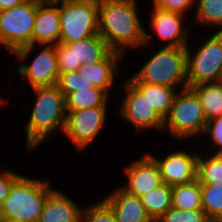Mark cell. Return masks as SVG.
<instances>
[{"mask_svg": "<svg viewBox=\"0 0 222 222\" xmlns=\"http://www.w3.org/2000/svg\"><path fill=\"white\" fill-rule=\"evenodd\" d=\"M138 3V0H98V33L113 51L124 55L131 48L141 51L152 47L154 35L143 26Z\"/></svg>", "mask_w": 222, "mask_h": 222, "instance_id": "6da1fadb", "label": "cell"}, {"mask_svg": "<svg viewBox=\"0 0 222 222\" xmlns=\"http://www.w3.org/2000/svg\"><path fill=\"white\" fill-rule=\"evenodd\" d=\"M34 106L25 124V143L28 152L38 150L53 133L64 131L66 122V102L57 85L33 88Z\"/></svg>", "mask_w": 222, "mask_h": 222, "instance_id": "7a4b0ae2", "label": "cell"}, {"mask_svg": "<svg viewBox=\"0 0 222 222\" xmlns=\"http://www.w3.org/2000/svg\"><path fill=\"white\" fill-rule=\"evenodd\" d=\"M149 58L131 77H127L130 82H144L179 90L188 87L186 47L160 46Z\"/></svg>", "mask_w": 222, "mask_h": 222, "instance_id": "3957f363", "label": "cell"}, {"mask_svg": "<svg viewBox=\"0 0 222 222\" xmlns=\"http://www.w3.org/2000/svg\"><path fill=\"white\" fill-rule=\"evenodd\" d=\"M50 180L21 175L0 207V217L17 222H39L47 196L55 189Z\"/></svg>", "mask_w": 222, "mask_h": 222, "instance_id": "277c9868", "label": "cell"}, {"mask_svg": "<svg viewBox=\"0 0 222 222\" xmlns=\"http://www.w3.org/2000/svg\"><path fill=\"white\" fill-rule=\"evenodd\" d=\"M206 124L207 120L198 96L187 87L176 93L169 114L164 119L162 132L167 133L170 139H175L176 142L188 138H197L200 141Z\"/></svg>", "mask_w": 222, "mask_h": 222, "instance_id": "5b68a950", "label": "cell"}, {"mask_svg": "<svg viewBox=\"0 0 222 222\" xmlns=\"http://www.w3.org/2000/svg\"><path fill=\"white\" fill-rule=\"evenodd\" d=\"M202 41V44H196V50L191 48L190 43L186 47L188 88L201 83L222 81V32L212 31Z\"/></svg>", "mask_w": 222, "mask_h": 222, "instance_id": "8992f818", "label": "cell"}, {"mask_svg": "<svg viewBox=\"0 0 222 222\" xmlns=\"http://www.w3.org/2000/svg\"><path fill=\"white\" fill-rule=\"evenodd\" d=\"M60 40L71 43L98 33V0H63L59 2Z\"/></svg>", "mask_w": 222, "mask_h": 222, "instance_id": "52a82bcc", "label": "cell"}, {"mask_svg": "<svg viewBox=\"0 0 222 222\" xmlns=\"http://www.w3.org/2000/svg\"><path fill=\"white\" fill-rule=\"evenodd\" d=\"M37 15V2L25 0L0 13V51L17 50L32 45V32ZM2 48V49H1Z\"/></svg>", "mask_w": 222, "mask_h": 222, "instance_id": "ba28073f", "label": "cell"}, {"mask_svg": "<svg viewBox=\"0 0 222 222\" xmlns=\"http://www.w3.org/2000/svg\"><path fill=\"white\" fill-rule=\"evenodd\" d=\"M120 84L122 85L124 96H122L120 108L116 111L118 115L120 114L119 117L133 126L136 136L149 130H157L158 133L162 132L164 119L151 106L147 97L128 79Z\"/></svg>", "mask_w": 222, "mask_h": 222, "instance_id": "9c48e42d", "label": "cell"}, {"mask_svg": "<svg viewBox=\"0 0 222 222\" xmlns=\"http://www.w3.org/2000/svg\"><path fill=\"white\" fill-rule=\"evenodd\" d=\"M66 122L63 134L76 148L86 151L93 141L99 137L107 123L108 106L66 111Z\"/></svg>", "mask_w": 222, "mask_h": 222, "instance_id": "30bf717a", "label": "cell"}, {"mask_svg": "<svg viewBox=\"0 0 222 222\" xmlns=\"http://www.w3.org/2000/svg\"><path fill=\"white\" fill-rule=\"evenodd\" d=\"M113 50L99 35L71 43L56 44L59 73L77 71L81 64L103 61Z\"/></svg>", "mask_w": 222, "mask_h": 222, "instance_id": "8fae6325", "label": "cell"}, {"mask_svg": "<svg viewBox=\"0 0 222 222\" xmlns=\"http://www.w3.org/2000/svg\"><path fill=\"white\" fill-rule=\"evenodd\" d=\"M59 3H37V15L32 32V45L17 50L13 55L19 62H27L28 57L38 50V45H56L60 40ZM27 59V60H26Z\"/></svg>", "mask_w": 222, "mask_h": 222, "instance_id": "7c38bea8", "label": "cell"}, {"mask_svg": "<svg viewBox=\"0 0 222 222\" xmlns=\"http://www.w3.org/2000/svg\"><path fill=\"white\" fill-rule=\"evenodd\" d=\"M147 153L158 164L163 183L172 187L197 179V160L200 152L175 148L170 153H165L167 155L162 156L163 158L160 155L154 156L150 151Z\"/></svg>", "mask_w": 222, "mask_h": 222, "instance_id": "4fadbf2b", "label": "cell"}, {"mask_svg": "<svg viewBox=\"0 0 222 222\" xmlns=\"http://www.w3.org/2000/svg\"><path fill=\"white\" fill-rule=\"evenodd\" d=\"M38 47L40 52L33 56L31 62L25 64L21 62L17 69L20 79L27 81L31 89L57 85L60 75L56 45H38Z\"/></svg>", "mask_w": 222, "mask_h": 222, "instance_id": "5bb4252c", "label": "cell"}, {"mask_svg": "<svg viewBox=\"0 0 222 222\" xmlns=\"http://www.w3.org/2000/svg\"><path fill=\"white\" fill-rule=\"evenodd\" d=\"M124 166L126 184L120 185L128 193L141 197L163 184L159 166L146 152Z\"/></svg>", "mask_w": 222, "mask_h": 222, "instance_id": "9a60e30c", "label": "cell"}, {"mask_svg": "<svg viewBox=\"0 0 222 222\" xmlns=\"http://www.w3.org/2000/svg\"><path fill=\"white\" fill-rule=\"evenodd\" d=\"M149 19L150 30L158 36L165 47H187L190 40V26L184 24L185 18L182 14L164 11L152 7ZM185 25V26H184ZM189 38V39H188ZM166 43V44H165Z\"/></svg>", "mask_w": 222, "mask_h": 222, "instance_id": "2e32d148", "label": "cell"}, {"mask_svg": "<svg viewBox=\"0 0 222 222\" xmlns=\"http://www.w3.org/2000/svg\"><path fill=\"white\" fill-rule=\"evenodd\" d=\"M102 200L112 209L116 222H154L141 198L128 193L121 186L111 190Z\"/></svg>", "mask_w": 222, "mask_h": 222, "instance_id": "e0dca14e", "label": "cell"}, {"mask_svg": "<svg viewBox=\"0 0 222 222\" xmlns=\"http://www.w3.org/2000/svg\"><path fill=\"white\" fill-rule=\"evenodd\" d=\"M125 55L112 51L103 61L93 64H81L77 72L90 80L95 87L111 94V89L115 88L117 76L122 74L119 69L120 63ZM116 76V77H115Z\"/></svg>", "mask_w": 222, "mask_h": 222, "instance_id": "ac0fdd59", "label": "cell"}, {"mask_svg": "<svg viewBox=\"0 0 222 222\" xmlns=\"http://www.w3.org/2000/svg\"><path fill=\"white\" fill-rule=\"evenodd\" d=\"M83 208L60 188L54 189L47 196L39 222H81Z\"/></svg>", "mask_w": 222, "mask_h": 222, "instance_id": "d6986e66", "label": "cell"}, {"mask_svg": "<svg viewBox=\"0 0 222 222\" xmlns=\"http://www.w3.org/2000/svg\"><path fill=\"white\" fill-rule=\"evenodd\" d=\"M145 97L156 112L165 119L170 111L174 97L179 91L177 88L149 84L144 82H131Z\"/></svg>", "mask_w": 222, "mask_h": 222, "instance_id": "ffe728a7", "label": "cell"}, {"mask_svg": "<svg viewBox=\"0 0 222 222\" xmlns=\"http://www.w3.org/2000/svg\"><path fill=\"white\" fill-rule=\"evenodd\" d=\"M190 88L198 96L207 121L222 115V81L201 83Z\"/></svg>", "mask_w": 222, "mask_h": 222, "instance_id": "44dd1931", "label": "cell"}, {"mask_svg": "<svg viewBox=\"0 0 222 222\" xmlns=\"http://www.w3.org/2000/svg\"><path fill=\"white\" fill-rule=\"evenodd\" d=\"M140 198L149 217L155 222L172 208V187L163 183Z\"/></svg>", "mask_w": 222, "mask_h": 222, "instance_id": "7402d4cb", "label": "cell"}, {"mask_svg": "<svg viewBox=\"0 0 222 222\" xmlns=\"http://www.w3.org/2000/svg\"><path fill=\"white\" fill-rule=\"evenodd\" d=\"M172 207L180 210H203L201 184L198 179L172 186Z\"/></svg>", "mask_w": 222, "mask_h": 222, "instance_id": "603a6c76", "label": "cell"}, {"mask_svg": "<svg viewBox=\"0 0 222 222\" xmlns=\"http://www.w3.org/2000/svg\"><path fill=\"white\" fill-rule=\"evenodd\" d=\"M109 97L110 95L100 88L78 90L65 98L66 111L109 106Z\"/></svg>", "mask_w": 222, "mask_h": 222, "instance_id": "cb8c5ba5", "label": "cell"}, {"mask_svg": "<svg viewBox=\"0 0 222 222\" xmlns=\"http://www.w3.org/2000/svg\"><path fill=\"white\" fill-rule=\"evenodd\" d=\"M193 19L191 23L194 26L199 23V26L203 24L216 32H222V0H196Z\"/></svg>", "mask_w": 222, "mask_h": 222, "instance_id": "d4e9b609", "label": "cell"}, {"mask_svg": "<svg viewBox=\"0 0 222 222\" xmlns=\"http://www.w3.org/2000/svg\"><path fill=\"white\" fill-rule=\"evenodd\" d=\"M200 152L197 160V179L200 184L222 183V154ZM209 152V153H207Z\"/></svg>", "mask_w": 222, "mask_h": 222, "instance_id": "484cf974", "label": "cell"}, {"mask_svg": "<svg viewBox=\"0 0 222 222\" xmlns=\"http://www.w3.org/2000/svg\"><path fill=\"white\" fill-rule=\"evenodd\" d=\"M201 199L208 219L222 220V183L201 184Z\"/></svg>", "mask_w": 222, "mask_h": 222, "instance_id": "4316f807", "label": "cell"}, {"mask_svg": "<svg viewBox=\"0 0 222 222\" xmlns=\"http://www.w3.org/2000/svg\"><path fill=\"white\" fill-rule=\"evenodd\" d=\"M57 86L59 90L64 94L65 98L70 93L78 90L97 88L90 80L88 81L77 71L60 74Z\"/></svg>", "mask_w": 222, "mask_h": 222, "instance_id": "83f0119b", "label": "cell"}, {"mask_svg": "<svg viewBox=\"0 0 222 222\" xmlns=\"http://www.w3.org/2000/svg\"><path fill=\"white\" fill-rule=\"evenodd\" d=\"M81 222H116L112 209L102 200L85 206Z\"/></svg>", "mask_w": 222, "mask_h": 222, "instance_id": "f1b7e54d", "label": "cell"}, {"mask_svg": "<svg viewBox=\"0 0 222 222\" xmlns=\"http://www.w3.org/2000/svg\"><path fill=\"white\" fill-rule=\"evenodd\" d=\"M155 222H210L204 210L169 209Z\"/></svg>", "mask_w": 222, "mask_h": 222, "instance_id": "f546056e", "label": "cell"}, {"mask_svg": "<svg viewBox=\"0 0 222 222\" xmlns=\"http://www.w3.org/2000/svg\"><path fill=\"white\" fill-rule=\"evenodd\" d=\"M202 136L205 138L207 137L205 139L206 143H212L210 145L212 148L210 153L222 154V115L218 118L207 121L206 128ZM208 138L209 140H207Z\"/></svg>", "mask_w": 222, "mask_h": 222, "instance_id": "4dcf8cb0", "label": "cell"}, {"mask_svg": "<svg viewBox=\"0 0 222 222\" xmlns=\"http://www.w3.org/2000/svg\"><path fill=\"white\" fill-rule=\"evenodd\" d=\"M149 1V0H148ZM151 7L187 16L196 7V0H150Z\"/></svg>", "mask_w": 222, "mask_h": 222, "instance_id": "1f68e13d", "label": "cell"}, {"mask_svg": "<svg viewBox=\"0 0 222 222\" xmlns=\"http://www.w3.org/2000/svg\"><path fill=\"white\" fill-rule=\"evenodd\" d=\"M11 170L9 168L0 170V207L9 195L14 182L21 176V173Z\"/></svg>", "mask_w": 222, "mask_h": 222, "instance_id": "d6a6232c", "label": "cell"}, {"mask_svg": "<svg viewBox=\"0 0 222 222\" xmlns=\"http://www.w3.org/2000/svg\"><path fill=\"white\" fill-rule=\"evenodd\" d=\"M25 0H0V5H2V11L6 9H11L16 5L21 4Z\"/></svg>", "mask_w": 222, "mask_h": 222, "instance_id": "836d02e7", "label": "cell"}, {"mask_svg": "<svg viewBox=\"0 0 222 222\" xmlns=\"http://www.w3.org/2000/svg\"><path fill=\"white\" fill-rule=\"evenodd\" d=\"M37 3H59L63 0H34Z\"/></svg>", "mask_w": 222, "mask_h": 222, "instance_id": "e575fe53", "label": "cell"}, {"mask_svg": "<svg viewBox=\"0 0 222 222\" xmlns=\"http://www.w3.org/2000/svg\"><path fill=\"white\" fill-rule=\"evenodd\" d=\"M1 52V51H0ZM1 54V53H0ZM0 57H1V55H0ZM8 99L6 100L5 98H3V97H1L0 96V107H4L5 106V104L7 105L8 104Z\"/></svg>", "mask_w": 222, "mask_h": 222, "instance_id": "d590c367", "label": "cell"}, {"mask_svg": "<svg viewBox=\"0 0 222 222\" xmlns=\"http://www.w3.org/2000/svg\"><path fill=\"white\" fill-rule=\"evenodd\" d=\"M0 222H17V221L0 217Z\"/></svg>", "mask_w": 222, "mask_h": 222, "instance_id": "8d00e7d4", "label": "cell"}, {"mask_svg": "<svg viewBox=\"0 0 222 222\" xmlns=\"http://www.w3.org/2000/svg\"><path fill=\"white\" fill-rule=\"evenodd\" d=\"M210 222H222V220H214V221H210Z\"/></svg>", "mask_w": 222, "mask_h": 222, "instance_id": "74e56055", "label": "cell"}]
</instances>
